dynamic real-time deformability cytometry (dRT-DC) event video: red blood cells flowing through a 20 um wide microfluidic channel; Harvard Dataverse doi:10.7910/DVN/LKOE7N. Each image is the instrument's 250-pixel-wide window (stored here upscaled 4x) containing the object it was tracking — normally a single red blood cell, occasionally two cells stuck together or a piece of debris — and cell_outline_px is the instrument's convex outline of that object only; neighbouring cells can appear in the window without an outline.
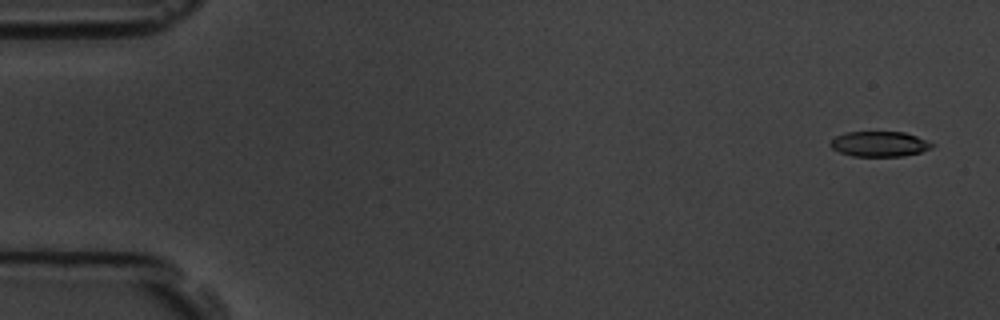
{"species": "common noctule bat (a hibernating species)", "species_latin": "Nyctalus noctula", "temperature_condition": "room temperature", "stored_images_in_passage": 5, "camera_frame_rate_fps": 3000, "um_per_image_px": 0.085, "animal": {"sex": "male", "body_mass_g": 19.5, "forearm_length_mm": 54.6}, "frame": {"image": 1, "passage_image": 1, "time_ms": 0.0, "image_size_px": [1000, 320], "cell_outline_px": [[936, 144], [932, 148], [920, 152], [904, 156], [852, 156], [840, 152], [832, 148], [828, 144], [836, 136], [844, 132], [904, 132], [916, 136]], "centroid_in_image_um": [74.76, 12.24], "position_along_channel_um": 10.2, "area_um2": 14.97}}
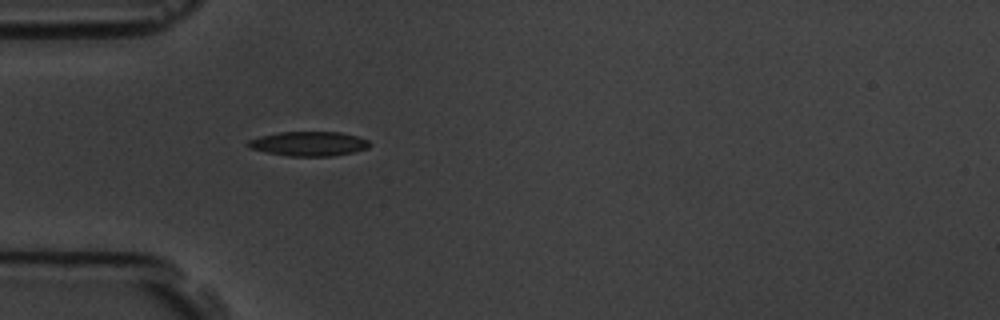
{"frame": {"image": 2, "passage_image": 5, "time_ms": 4.667, "image_size_px": [1000, 320], "cell_outline_px": [[372, 144], [368, 148], [352, 152], [332, 156], [288, 156], [248, 148], [248, 140], [260, 136], [280, 132], [340, 132], [356, 136], [368, 140]], "centroid_in_image_um": [26.26, 12.21], "position_along_channel_um": 58.7, "area_um2": 17.22}}